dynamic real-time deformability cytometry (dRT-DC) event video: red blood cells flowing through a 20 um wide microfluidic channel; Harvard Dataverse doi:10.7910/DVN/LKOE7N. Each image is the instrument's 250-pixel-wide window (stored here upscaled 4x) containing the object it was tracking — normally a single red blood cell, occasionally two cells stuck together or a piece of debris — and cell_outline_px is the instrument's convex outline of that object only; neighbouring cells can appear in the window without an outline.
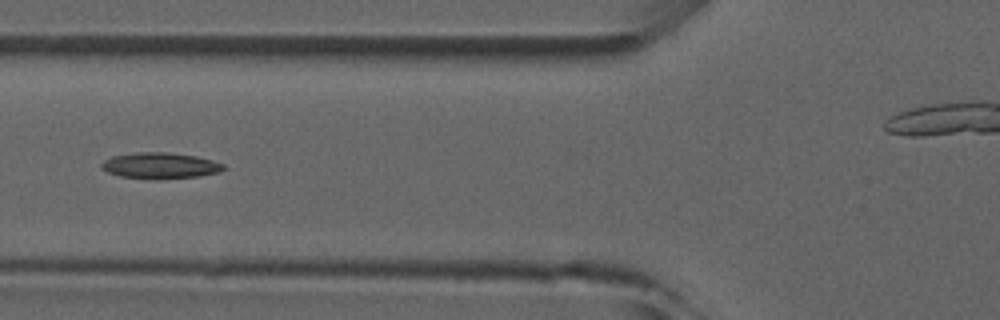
{"species": "common noctule bat (a hibernating species)", "species_latin": "Nyctalus noctula", "temperature_condition": "room temperature", "stored_images_in_passage": 7, "camera_frame_rate_fps": 3000, "um_per_image_px": 0.085, "animal": {"sex": "male", "forearm_length_mm": 52.5}, "frame": {"image": 1, "passage_image": 6, "time_ms": 6.0, "image_size_px": [1000, 320], "cell_outline_px": [[224, 168], [220, 172], [196, 176], [152, 180], [120, 176], [108, 172], [100, 168], [100, 164], [104, 160], [112, 156], [136, 152], [164, 152], [196, 156], [212, 160], [224, 164]], "centroid_in_image_um": [13.57, 14.08], "position_along_channel_um": 112.2, "area_um2": 18.55}}
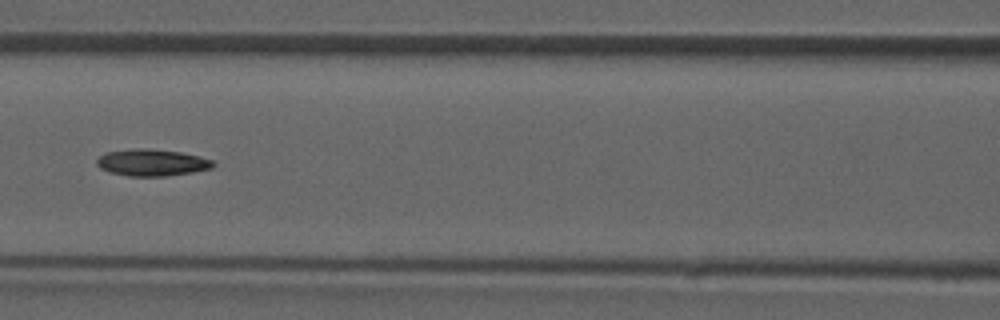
{"frame": {"image": 2, "passage_image": 7, "time_ms": 7.0, "image_size_px": [1000, 320], "cell_outline_px": [[216, 164], [212, 168], [192, 172], [164, 176], [128, 176], [112, 172], [100, 168], [96, 164], [96, 160], [104, 152], [132, 148], [148, 148], [180, 152], [200, 156], [212, 160]], "centroid_in_image_um": [12.9, 13.8], "position_along_channel_um": 153.7, "area_um2": 18.21}}